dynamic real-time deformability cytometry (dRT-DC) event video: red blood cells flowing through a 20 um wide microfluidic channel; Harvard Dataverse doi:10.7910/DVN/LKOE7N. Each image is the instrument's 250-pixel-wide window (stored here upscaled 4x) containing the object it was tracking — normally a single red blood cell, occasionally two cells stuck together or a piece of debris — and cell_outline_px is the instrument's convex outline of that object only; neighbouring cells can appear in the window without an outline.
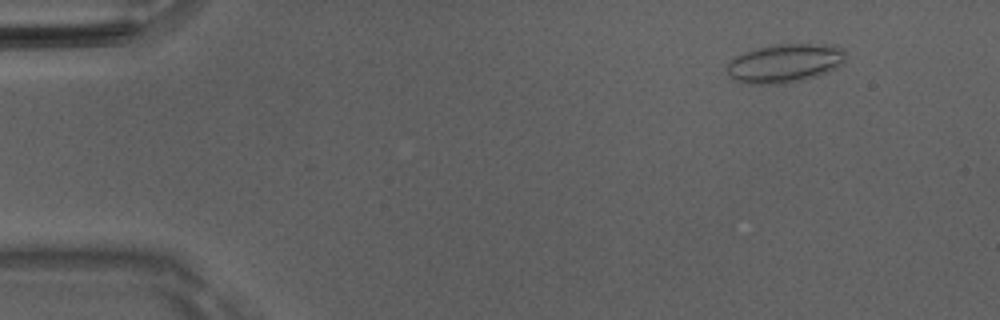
{"species": "Egyptian fruit bat (a non-hibernating species)", "species_latin": "Rousettus aegyptiacus", "temperature_condition": "room temperature", "stored_images_in_passage": 48, "camera_frame_rate_fps": 3000, "um_per_image_px": 0.085, "animal": {"sex": "male"}, "frame": {"image": 1, "passage_image": 3, "time_ms": 0.667, "image_size_px": [1000, 320], "cell_outline_px": [[844, 64], [836, 68], [816, 76], [800, 80], [780, 84], [748, 84], [736, 80], [728, 76], [728, 64], [732, 56], [756, 48], [776, 44], [832, 44], [844, 48]], "centroid_in_image_um": [66.7, 5.36], "position_along_channel_um": 18.3, "area_um2": 26.93}}
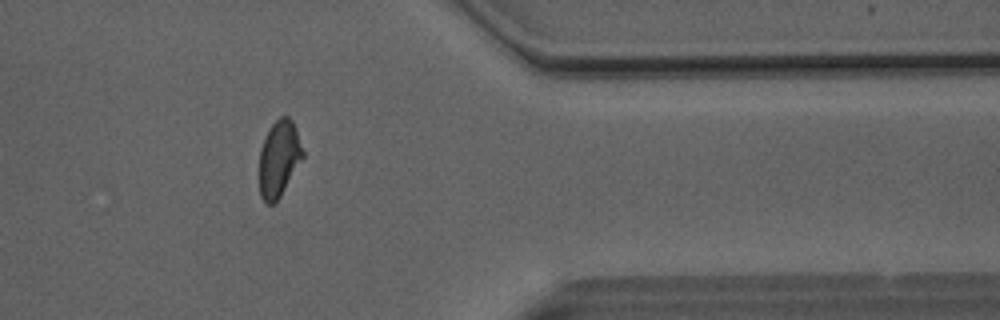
{"frame": {"image": 2, "passage_image": 39, "time_ms": 12.667, "image_size_px": [1000, 320], "cell_outline_px": [[304, 156], [280, 196], [272, 204], [268, 204], [260, 196], [260, 148], [272, 124], [280, 116], [288, 116], [292, 120], [296, 128], [304, 152]], "centroid_in_image_um": [23.73, 13.46], "position_along_channel_um": 387.7, "area_um2": 19.02}}
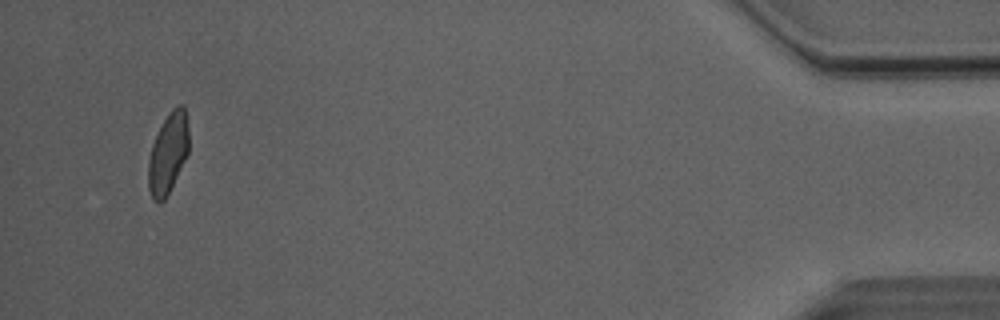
{"frame": {"image": 3, "passage_image": 46, "time_ms": 15.0, "image_size_px": [1000, 320], "cell_outline_px": [[188, 152], [164, 200], [160, 204], [156, 204], [152, 200], [148, 188], [148, 160], [152, 144], [168, 112], [176, 104], [184, 104], [188, 128]], "centroid_in_image_um": [14.26, 13.02], "position_along_channel_um": 420.9, "area_um2": 18.9}}